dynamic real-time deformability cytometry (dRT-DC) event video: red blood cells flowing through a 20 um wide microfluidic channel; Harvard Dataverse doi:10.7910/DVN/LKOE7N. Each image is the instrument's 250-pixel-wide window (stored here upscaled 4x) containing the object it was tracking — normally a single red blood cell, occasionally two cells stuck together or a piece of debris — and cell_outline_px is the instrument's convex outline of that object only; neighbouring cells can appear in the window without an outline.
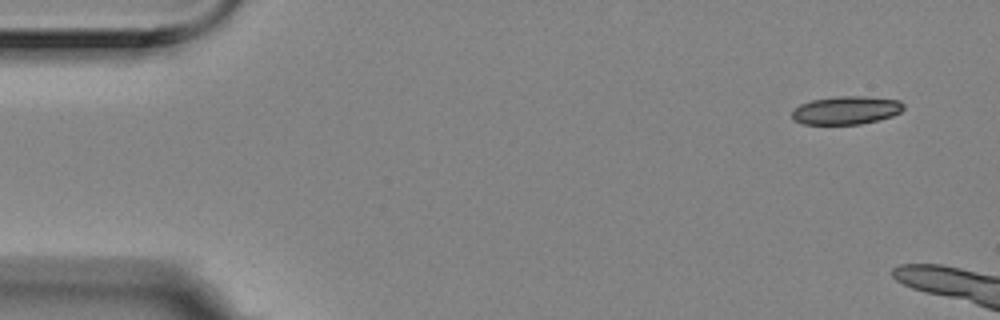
{"species": "Egyptian fruit bat (a non-hibernating species)", "species_latin": "Rousettus aegyptiacus", "temperature_condition": "room temperature", "stored_images_in_passage": 4, "camera_frame_rate_fps": 3000, "um_per_image_px": 0.085, "animal": {"sex": "female"}, "frame": {"image": 1, "passage_image": 1, "time_ms": 0.0, "image_size_px": [1000, 320], "cell_outline_px": [[904, 108], [900, 112], [892, 116], [860, 124], [804, 124], [792, 120], [792, 108], [800, 104], [812, 100], [840, 96], [864, 96], [900, 100], [904, 104]], "centroid_in_image_um": [71.9, 9.37], "position_along_channel_um": 13.1, "area_um2": 18.38}}